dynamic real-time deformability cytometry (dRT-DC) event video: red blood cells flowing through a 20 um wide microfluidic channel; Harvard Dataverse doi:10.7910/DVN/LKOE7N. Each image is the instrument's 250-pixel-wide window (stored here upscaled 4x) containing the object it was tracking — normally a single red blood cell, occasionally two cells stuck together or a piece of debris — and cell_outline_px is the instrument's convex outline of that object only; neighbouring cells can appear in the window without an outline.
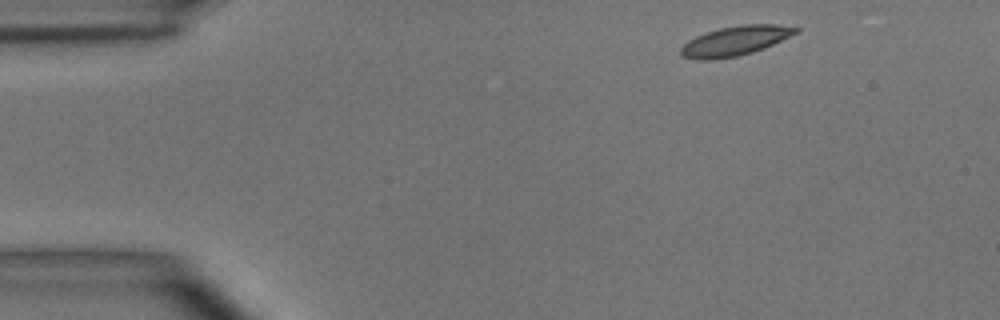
{"species": "common noctule bat (a hibernating species)", "species_latin": "Nyctalus noctula", "temperature_condition": "room temperature", "stored_images_in_passage": 4, "segment_of_instrument_passage": [1, 2], "camera_frame_rate_fps": 3000, "um_per_image_px": 0.085, "animal": {"sex": "male", "body_mass_g": 15.6}, "frame": {"image": 1, "passage_image": 1, "time_ms": 0.0, "image_size_px": [1000, 320], "cell_outline_px": [[800, 32], [764, 48], [752, 52], [736, 56], [708, 60], [696, 60], [680, 56], [680, 48], [688, 40], [696, 36], [720, 28], [740, 24], [776, 24], [800, 28]], "centroid_in_image_um": [62.49, 3.47], "position_along_channel_um": 22.5, "area_um2": 19.83}}